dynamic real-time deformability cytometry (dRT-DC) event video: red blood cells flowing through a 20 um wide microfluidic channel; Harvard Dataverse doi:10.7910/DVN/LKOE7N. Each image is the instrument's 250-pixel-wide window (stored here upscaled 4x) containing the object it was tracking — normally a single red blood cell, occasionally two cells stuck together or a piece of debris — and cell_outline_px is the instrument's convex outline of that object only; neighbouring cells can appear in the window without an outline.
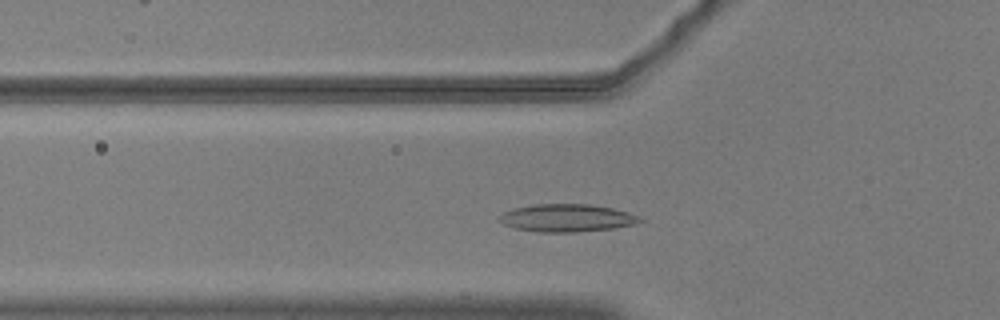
{"species": "common noctule bat (a hibernating species)", "species_latin": "Nyctalus noctula", "temperature_condition": "warm", "stored_images_in_passage": 46, "camera_frame_rate_fps": 3000, "um_per_image_px": 0.085, "animal": {"sex": "male", "body_mass_g": 20.5, "forearm_length_mm": 52.5}, "frame": {"image": 1, "passage_image": 10, "time_ms": 3.0, "image_size_px": [1000, 320], "cell_outline_px": [[644, 220], [636, 224], [612, 228], [572, 232], [540, 232], [516, 228], [504, 224], [496, 220], [496, 216], [512, 208], [536, 204], [588, 204], [612, 208], [628, 212]], "centroid_in_image_um": [48.12, 18.52], "position_along_channel_um": 77.7, "area_um2": 22.6}}
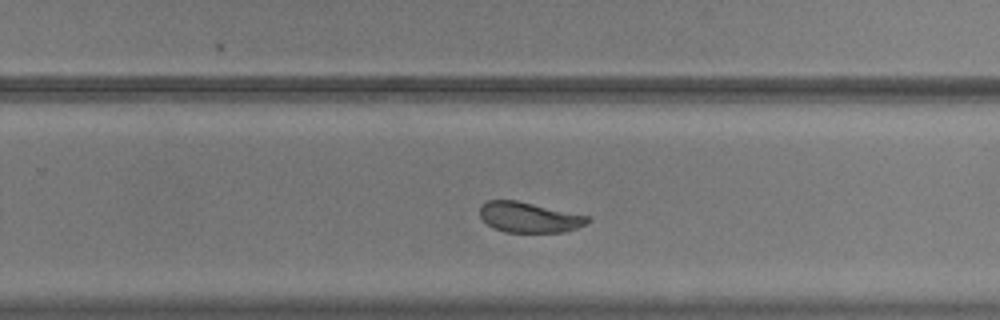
{"frame": {"image": 2, "passage_image": 27, "time_ms": 8.667, "image_size_px": [1000, 320], "cell_outline_px": [[592, 220], [588, 224], [564, 232], [504, 232], [492, 228], [480, 216], [480, 204], [488, 200], [516, 200], [588, 216]], "centroid_in_image_um": [44.97, 18.47], "position_along_channel_um": 284.8, "area_um2": 19.07}}
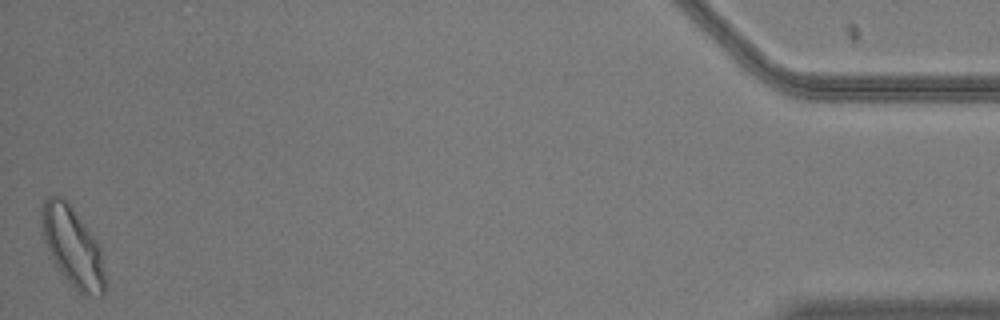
{"frame": {"image": 3, "passage_image": 46, "time_ms": 15.0, "image_size_px": [1000, 320], "cell_outline_px": [[104, 296], [100, 300], [84, 296], [68, 280], [56, 264], [44, 240], [40, 224], [40, 216], [44, 200], [48, 196], [64, 196], [68, 200], [100, 244], [104, 272]], "centroid_in_image_um": [6.2, 20.95], "position_along_channel_um": 429.0, "area_um2": 29.59}, "authors_computed_cell_mechanics": {"area_um2": 21.097, "velocity_mm_per_s": 3.6462, "shape_relaxation_time_tau1_ms": 6.2678, "shape_relaxation_time_tau2_ms": 1.5352, "deformation_change_tau1": 0.1448, "deformation_change_tau2": 0.0685}}